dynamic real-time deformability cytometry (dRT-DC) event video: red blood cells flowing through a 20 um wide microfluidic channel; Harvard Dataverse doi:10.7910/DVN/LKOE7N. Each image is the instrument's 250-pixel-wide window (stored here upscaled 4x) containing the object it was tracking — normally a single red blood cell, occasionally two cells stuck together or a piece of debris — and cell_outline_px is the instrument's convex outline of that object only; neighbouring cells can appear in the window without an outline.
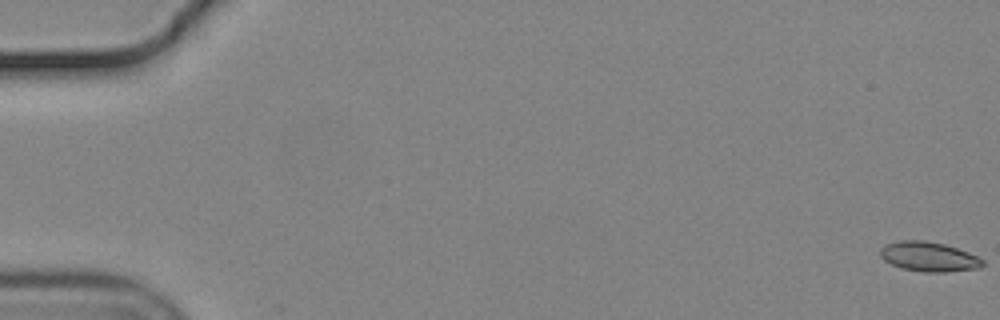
{"species": "common noctule bat (a hibernating species)", "species_latin": "Nyctalus noctula", "temperature_condition": "cold", "stored_images_in_passage": 16, "camera_frame_rate_fps": 3000, "um_per_image_px": 0.085, "animal": {"sex": "male", "body_mass_g": 19.2, "forearm_length_mm": 51.8}, "frame": {"image": 1, "passage_image": 1, "time_ms": 0.0, "image_size_px": [1000, 320], "cell_outline_px": [[984, 264], [980, 268], [944, 272], [924, 272], [900, 268], [884, 260], [880, 256], [880, 248], [884, 244], [900, 240], [924, 240], [944, 244], [968, 252], [984, 260]], "centroid_in_image_um": [78.92, 21.81], "position_along_channel_um": 6.1, "area_um2": 17.74}}
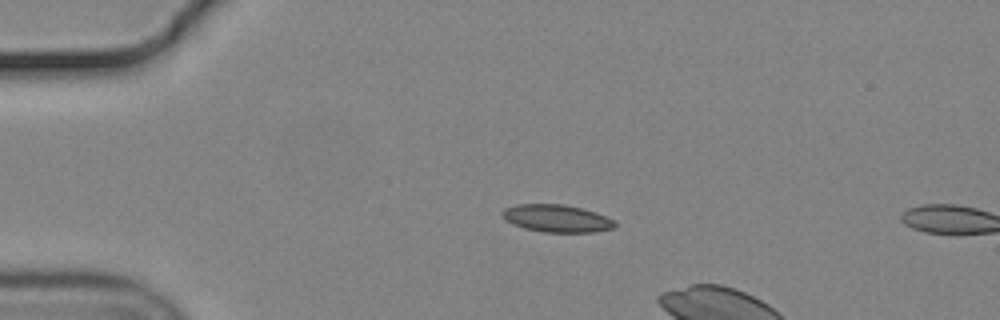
{"frame": {"image": 2, "passage_image": 14, "time_ms": 4.333, "image_size_px": [1000, 320], "cell_outline_px": [[616, 228], [592, 232], [544, 232], [524, 228], [508, 220], [500, 212], [504, 208], [516, 204], [564, 204], [596, 212], [612, 220], [616, 224]], "centroid_in_image_um": [47.33, 18.56], "position_along_channel_um": 37.7, "area_um2": 17.8}}